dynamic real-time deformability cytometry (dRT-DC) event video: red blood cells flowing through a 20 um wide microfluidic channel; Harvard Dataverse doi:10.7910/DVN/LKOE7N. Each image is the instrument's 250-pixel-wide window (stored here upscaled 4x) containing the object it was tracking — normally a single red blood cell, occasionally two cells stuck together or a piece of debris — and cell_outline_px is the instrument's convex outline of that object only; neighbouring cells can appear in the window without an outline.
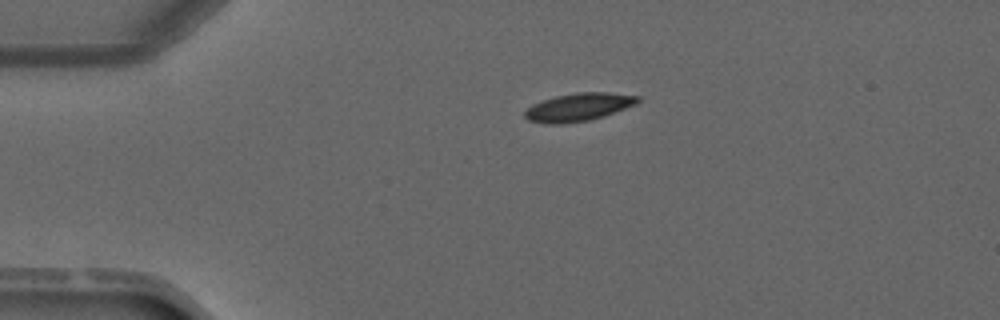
{"species": "common noctule bat (a hibernating species)", "species_latin": "Nyctalus noctula", "temperature_condition": "warm", "stored_images_in_passage": 1, "camera_frame_rate_fps": 3000, "um_per_image_px": 0.085, "animal": {"sex": "male", "forearm_length_mm": 52.5}, "frame": {"image": 1, "passage_image": 1, "time_ms": 0.0, "image_size_px": [1000, 320], "cell_outline_px": [[640, 100], [636, 104], [604, 116], [588, 120], [560, 124], [544, 124], [528, 120], [524, 116], [524, 112], [532, 104], [556, 96], [576, 92], [608, 92], [640, 96]], "centroid_in_image_um": [49.17, 9.1], "position_along_channel_um": 35.8, "area_um2": 18.38}}